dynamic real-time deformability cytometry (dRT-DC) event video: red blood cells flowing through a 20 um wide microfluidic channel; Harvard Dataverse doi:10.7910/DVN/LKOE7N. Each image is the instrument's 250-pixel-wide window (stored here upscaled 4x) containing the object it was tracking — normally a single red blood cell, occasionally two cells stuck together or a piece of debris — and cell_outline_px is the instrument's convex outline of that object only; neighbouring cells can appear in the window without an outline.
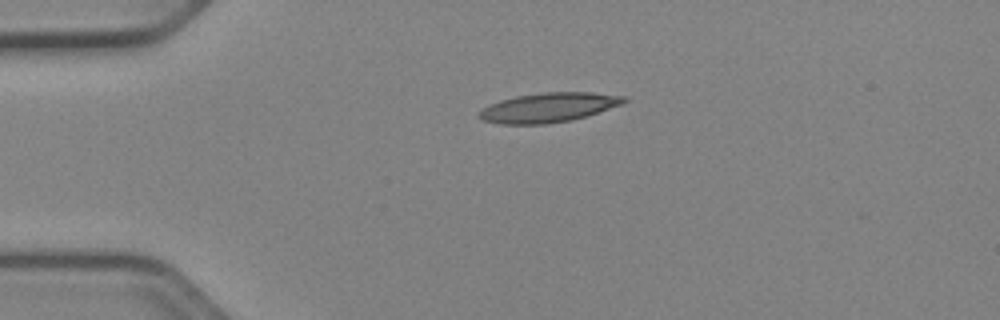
{"species": "Egyptian fruit bat (a non-hibernating species)", "species_latin": "Rousettus aegyptiacus", "temperature_condition": "cold", "stored_images_in_passage": 33, "camera_frame_rate_fps": 3000, "um_per_image_px": 0.085, "animal": {"sex": "female"}, "frame": {"image": 1, "passage_image": 1, "time_ms": 0.0, "image_size_px": [1000, 320], "cell_outline_px": [[628, 100], [624, 104], [572, 120], [544, 124], [500, 124], [480, 120], [476, 116], [484, 108], [500, 100], [516, 96], [544, 92], [592, 92], [628, 96]], "centroid_in_image_um": [46.66, 9.13], "position_along_channel_um": 38.3, "area_um2": 24.97}}
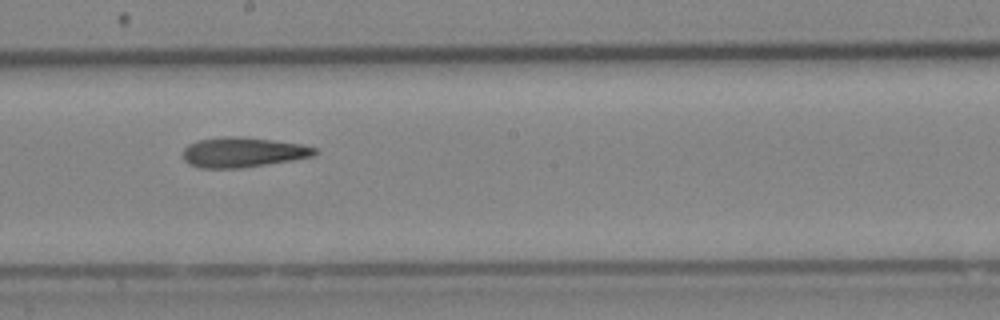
{"frame": {"image": 2, "passage_image": 18, "time_ms": 5.667, "image_size_px": [1000, 320], "cell_outline_px": [[320, 152], [312, 156], [292, 160], [240, 168], [200, 168], [188, 164], [184, 160], [184, 148], [188, 144], [196, 140], [224, 136], [244, 136], [300, 144], [316, 148]], "centroid_in_image_um": [20.62, 12.93], "position_along_channel_um": 227.6, "area_um2": 23.12}}
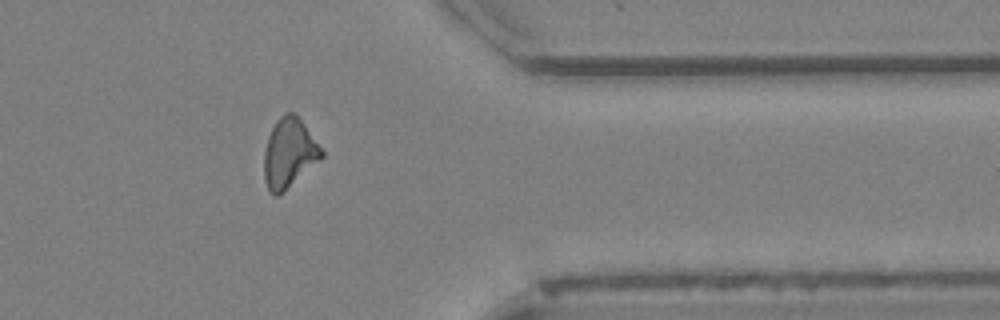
{"frame": {"image": 3, "passage_image": 31, "time_ms": 10.0, "image_size_px": [1000, 320], "cell_outline_px": [[324, 156], [320, 160], [284, 192], [276, 196], [268, 192], [264, 180], [264, 152], [268, 136], [276, 120], [284, 112], [292, 112], [300, 120], [324, 152]], "centroid_in_image_um": [24.54, 13.05], "position_along_channel_um": 386.9, "area_um2": 23.12}, "authors_computed_cell_mechanics": {"area_um2": 23.1778, "velocity_mm_per_s": 3.9687, "shape_relaxation_time_tau1_ms": null, "shape_relaxation_time_tau2_ms": 7.293, "deformation_change_tau1": null, "deformation_change_tau2": 0.2092}}